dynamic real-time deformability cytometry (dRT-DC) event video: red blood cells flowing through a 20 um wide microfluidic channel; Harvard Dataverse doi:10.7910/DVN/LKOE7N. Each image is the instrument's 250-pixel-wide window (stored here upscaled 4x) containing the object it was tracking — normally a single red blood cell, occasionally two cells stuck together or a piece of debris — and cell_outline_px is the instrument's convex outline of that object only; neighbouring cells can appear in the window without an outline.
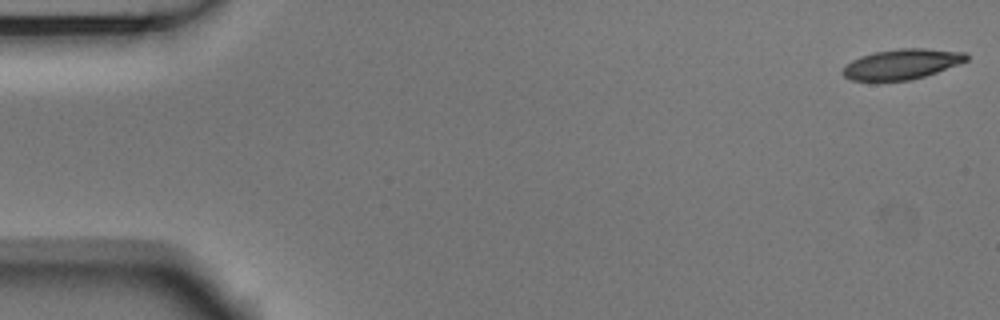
{"species": "Egyptian fruit bat (a non-hibernating species)", "species_latin": "Rousettus aegyptiacus", "temperature_condition": "room temperature", "stored_images_in_passage": 7, "camera_frame_rate_fps": 3000, "um_per_image_px": 0.085, "animal": {"sex": "male"}, "frame": {"image": 1, "passage_image": 1, "time_ms": 0.0, "image_size_px": [1000, 320], "cell_outline_px": [[968, 60], [960, 64], [924, 76], [908, 80], [852, 80], [844, 76], [840, 72], [852, 60], [860, 56], [872, 52], [900, 48], [924, 48], [968, 52]], "centroid_in_image_um": [76.69, 5.43], "position_along_channel_um": 8.3, "area_um2": 21.73}}